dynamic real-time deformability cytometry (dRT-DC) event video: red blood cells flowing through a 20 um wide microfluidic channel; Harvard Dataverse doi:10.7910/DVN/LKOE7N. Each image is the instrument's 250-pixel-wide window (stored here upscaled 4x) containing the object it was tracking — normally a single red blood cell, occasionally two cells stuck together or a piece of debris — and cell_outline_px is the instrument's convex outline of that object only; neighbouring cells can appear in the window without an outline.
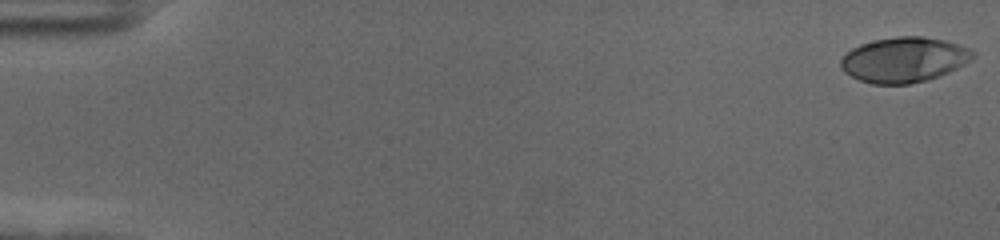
{"species": "human", "species_latin": "Homo sapiens", "temperature_condition": "cold", "stored_images_in_passage": 58, "camera_frame_rate_fps": 3000, "um_per_image_px": 0.085, "donor": {"sex": "female"}, "frame": {"image": 1, "passage_image": 1, "time_ms": 0.0, "image_size_px": [1000, 240], "cell_outline_px": [[976, 56], [964, 64], [948, 72], [924, 80], [908, 84], [872, 84], [860, 80], [844, 72], [840, 68], [840, 60], [852, 48], [860, 44], [876, 40], [896, 36], [924, 36], [944, 40], [972, 48], [976, 52]], "centroid_in_image_um": [76.85, 5.06], "position_along_channel_um": 8.1, "area_um2": 34.68}}
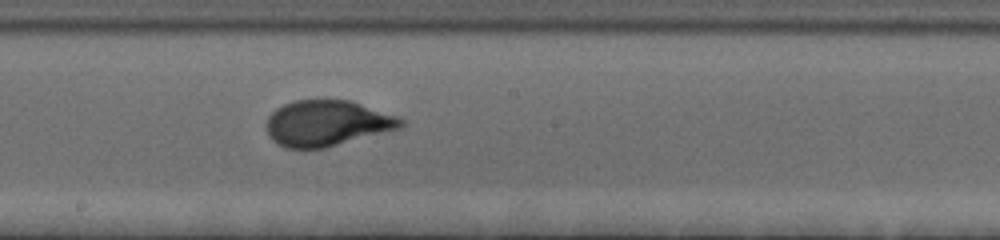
{"frame": {"image": 2, "passage_image": 33, "time_ms": 10.667, "image_size_px": [1000, 240], "cell_outline_px": [[404, 124], [400, 128], [324, 148], [284, 148], [276, 144], [268, 136], [264, 124], [268, 116], [276, 108], [284, 104], [296, 100], [352, 100], [396, 116], [404, 120]], "centroid_in_image_um": [27.74, 10.47], "position_along_channel_um": 220.5, "area_um2": 35.95}}
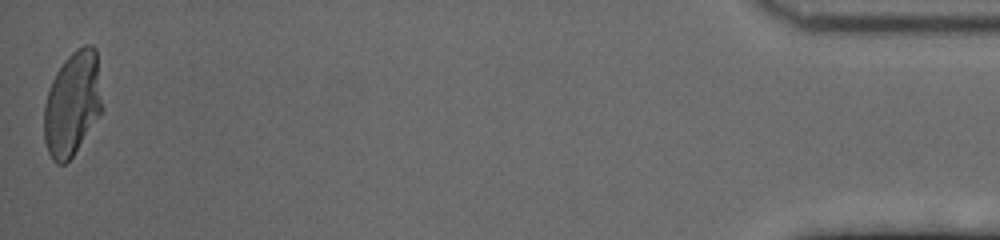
{"frame": {"image": 3, "passage_image": 58, "time_ms": 19.0, "image_size_px": [1000, 240], "cell_outline_px": [[104, 108], [72, 156], [64, 164], [56, 164], [52, 160], [48, 152], [44, 140], [44, 104], [52, 80], [56, 72], [64, 60], [76, 48], [84, 44], [92, 44], [96, 48]], "centroid_in_image_um": [6.17, 8.78], "position_along_channel_um": 429.0, "area_um2": 35.6}, "authors_computed_cell_mechanics": {"area_um2": 34.8534, "velocity_mm_per_s": 3.5297, "shape_relaxation_time_tau1_ms": 4.05, "shape_relaxation_time_tau2_ms": null, "deformation_change_tau1": 0.2172, "deformation_change_tau2": null}}